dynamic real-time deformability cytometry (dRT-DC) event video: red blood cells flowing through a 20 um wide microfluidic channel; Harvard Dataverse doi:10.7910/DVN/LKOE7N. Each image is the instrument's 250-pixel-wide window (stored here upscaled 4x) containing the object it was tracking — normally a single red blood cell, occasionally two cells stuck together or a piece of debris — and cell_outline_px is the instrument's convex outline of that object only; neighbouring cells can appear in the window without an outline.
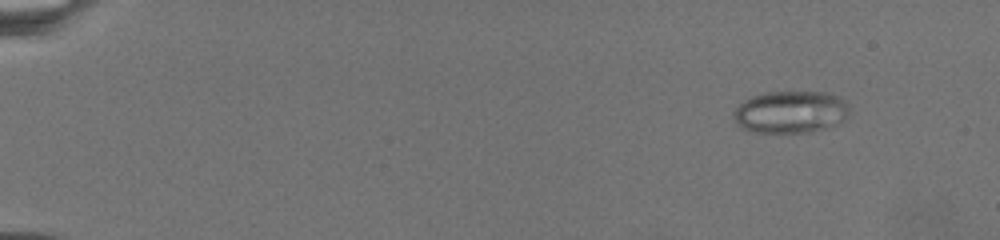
{"species": "common noctule bat (a hibernating species)", "species_latin": "Nyctalus noctula", "temperature_condition": "warm", "stored_images_in_passage": 50, "camera_frame_rate_fps": 3000, "um_per_image_px": 0.085, "animal": {"sex": "female", "body_mass_g": 19.5, "forearm_length_mm": 54.1}, "frame": {"image": 1, "passage_image": 4, "time_ms": 0.333, "image_size_px": [1000, 240], "cell_outline_px": [[852, 112], [840, 124], [812, 132], [752, 132], [740, 128], [732, 116], [732, 112], [744, 100], [752, 96], [768, 92], [828, 92], [844, 100], [848, 104]], "centroid_in_image_um": [67.23, 9.53], "position_along_channel_um": 17.8, "area_um2": 28.9}}
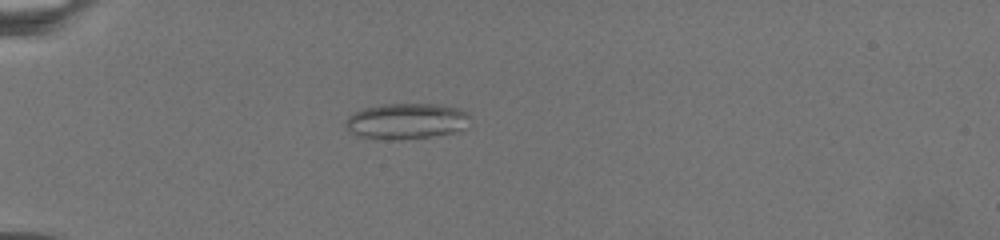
{"frame": {"image": 2, "passage_image": 42, "time_ms": 5.667, "image_size_px": [1000, 240], "cell_outline_px": [[468, 116], [464, 128], [452, 132], [428, 136], [400, 140], [388, 140], [360, 136], [352, 132], [344, 124], [344, 120], [348, 116], [364, 108], [380, 104], [436, 104], [460, 108], [468, 112]], "centroid_in_image_um": [34.5, 10.28], "position_along_channel_um": 50.5, "area_um2": 25.72}}